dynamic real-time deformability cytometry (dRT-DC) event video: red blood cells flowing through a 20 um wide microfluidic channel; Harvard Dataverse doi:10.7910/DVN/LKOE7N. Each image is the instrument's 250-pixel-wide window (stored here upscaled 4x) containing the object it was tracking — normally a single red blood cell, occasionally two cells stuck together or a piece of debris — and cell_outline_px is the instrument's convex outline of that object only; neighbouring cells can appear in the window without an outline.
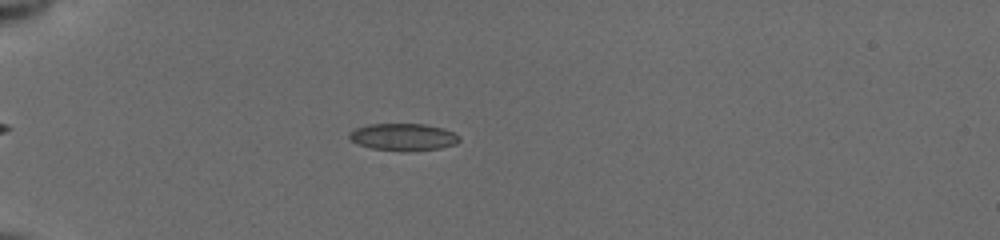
{"species": "common noctule bat (a hibernating species)", "species_latin": "Nyctalus noctula", "temperature_condition": "cold", "stored_images_in_passage": 55, "camera_frame_rate_fps": 3000, "um_per_image_px": 0.085, "animal": {"sex": "female", "body_mass_g": 19.5, "forearm_length_mm": 54.1}, "frame": {"image": 1, "passage_image": 18, "time_ms": 5.667, "image_size_px": [1000, 240], "cell_outline_px": [[460, 140], [456, 144], [440, 148], [372, 148], [360, 144], [352, 140], [348, 136], [348, 132], [356, 128], [368, 124], [424, 124], [444, 128], [460, 136]], "centroid_in_image_um": [34.29, 11.58], "position_along_channel_um": 50.7, "area_um2": 16.47}}
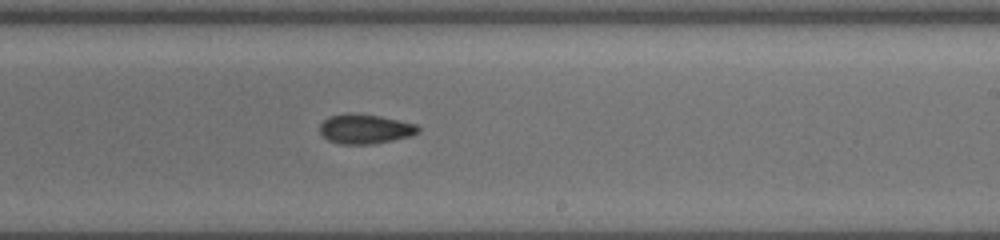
{"frame": {"image": 2, "passage_image": 36, "time_ms": 11.667, "image_size_px": [1000, 240], "cell_outline_px": [[420, 132], [412, 136], [372, 144], [340, 144], [328, 140], [320, 132], [320, 124], [328, 116], [348, 112], [352, 112], [380, 116], [400, 120], [416, 124], [420, 128]], "centroid_in_image_um": [31.04, 10.95], "position_along_channel_um": 258.0, "area_um2": 17.17}}
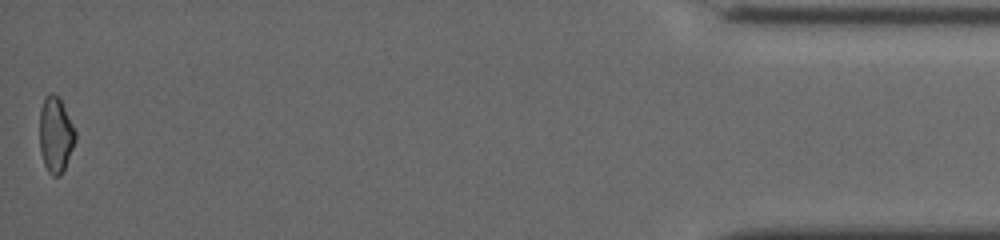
{"frame": {"image": 3, "passage_image": 55, "time_ms": 18.0, "image_size_px": [1000, 240], "cell_outline_px": [[76, 140], [64, 168], [60, 176], [52, 176], [48, 172], [44, 164], [40, 152], [40, 108], [44, 96], [48, 92], [52, 92], [60, 96], [76, 132]], "centroid_in_image_um": [4.72, 11.4], "position_along_channel_um": 430.5, "area_um2": 16.01}, "authors_computed_cell_mechanics": {"area_um2": 17.1088, "velocity_mm_per_s": 3.9309, "shape_relaxation_time_tau1_ms": null, "shape_relaxation_time_tau2_ms": 5.1831, "deformation_change_tau1": null, "deformation_change_tau2": 0.1092}}